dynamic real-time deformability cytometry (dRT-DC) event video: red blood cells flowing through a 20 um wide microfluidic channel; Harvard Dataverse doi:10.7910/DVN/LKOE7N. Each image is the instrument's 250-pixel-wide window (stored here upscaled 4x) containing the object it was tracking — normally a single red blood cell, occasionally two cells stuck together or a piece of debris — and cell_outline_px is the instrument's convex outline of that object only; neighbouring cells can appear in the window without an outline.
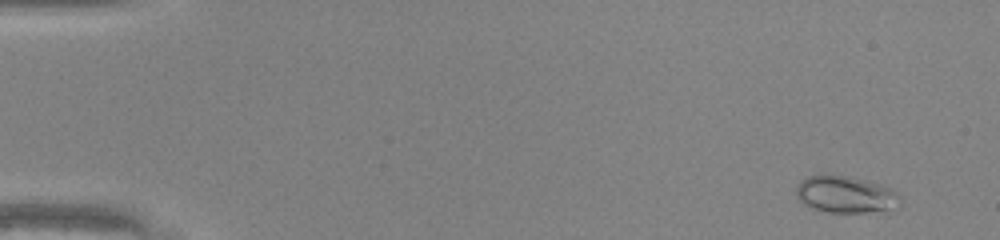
{"species": "common noctule bat (a hibernating species)", "species_latin": "Nyctalus noctula", "temperature_condition": "warm", "stored_images_in_passage": 50, "camera_frame_rate_fps": 3000, "um_per_image_px": 0.085, "animal": {"sex": "male", "body_mass_g": 20.0, "forearm_length_mm": 53.3}, "frame": {"image": 1, "passage_image": 4, "time_ms": 1.0, "image_size_px": [1000, 240], "cell_outline_px": [[900, 204], [888, 208], [864, 212], [828, 212], [812, 208], [804, 204], [796, 196], [796, 184], [800, 180], [808, 176], [828, 172], [852, 176], [888, 188], [896, 192], [900, 196]], "centroid_in_image_um": [71.76, 16.48], "position_along_channel_um": 13.2, "area_um2": 22.37}}
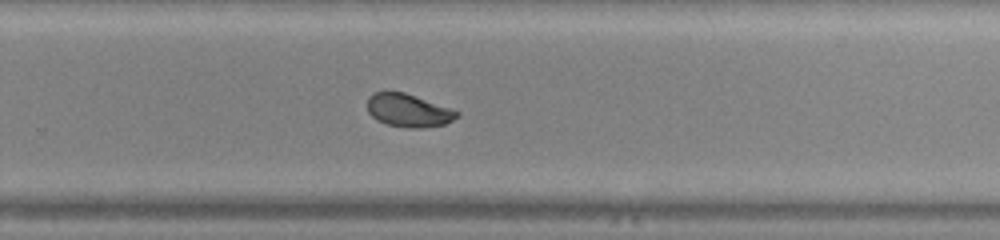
{"frame": {"image": 2, "passage_image": 34, "time_ms": 11.0, "image_size_px": [1000, 240], "cell_outline_px": [[460, 116], [444, 124], [424, 128], [408, 128], [388, 124], [376, 120], [368, 112], [368, 96], [372, 92], [404, 92], [452, 108], [460, 112]], "centroid_in_image_um": [34.73, 9.39], "position_along_channel_um": 295.1, "area_um2": 17.34}}
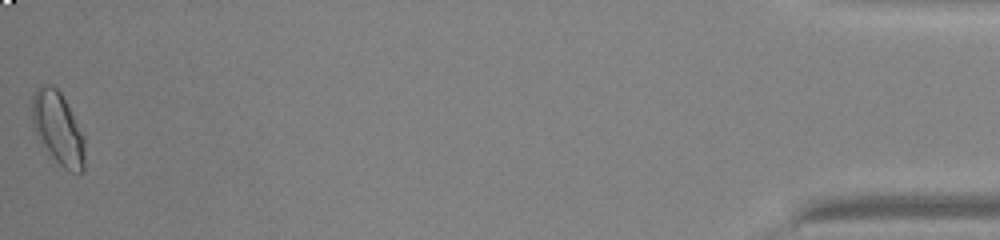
{"frame": {"image": 3, "passage_image": 50, "time_ms": 16.333, "image_size_px": [1000, 240], "cell_outline_px": [[84, 168], [80, 172], [68, 172], [52, 156], [36, 136], [32, 120], [32, 96], [36, 88], [40, 84], [52, 84], [60, 92], [84, 136]], "centroid_in_image_um": [4.91, 10.88], "position_along_channel_um": 430.3, "area_um2": 22.08}, "authors_computed_cell_mechanics": {"area_um2": 18.496, "velocity_mm_per_s": 4.2229, "shape_relaxation_time_tau1_ms": 3.45, "shape_relaxation_time_tau2_ms": 0.6381, "deformation_change_tau1": 0.1225, "deformation_change_tau2": 0.0401}}